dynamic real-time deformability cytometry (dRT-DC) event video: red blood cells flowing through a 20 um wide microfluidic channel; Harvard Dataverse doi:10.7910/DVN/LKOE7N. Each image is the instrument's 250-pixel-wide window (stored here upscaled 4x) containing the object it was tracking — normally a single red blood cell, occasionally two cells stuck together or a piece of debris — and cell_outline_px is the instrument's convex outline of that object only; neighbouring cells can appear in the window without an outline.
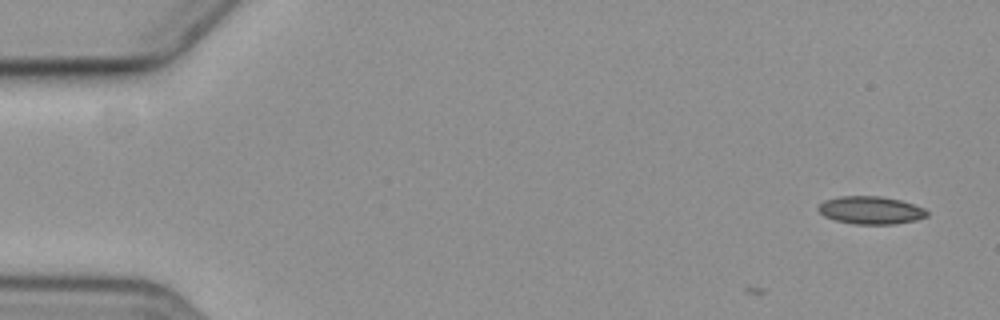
{"species": "common noctule bat (a hibernating species)", "species_latin": "Nyctalus noctula", "temperature_condition": "cold", "stored_images_in_passage": 5, "camera_frame_rate_fps": 3000, "um_per_image_px": 0.085, "animal": {"sex": "female", "body_mass_g": 19.3, "forearm_length_mm": 54.1}, "frame": {"image": 1, "passage_image": 1, "time_ms": 0.0, "image_size_px": [1000, 320], "cell_outline_px": [[928, 216], [916, 220], [892, 224], [856, 224], [836, 220], [824, 216], [816, 208], [824, 200], [840, 196], [880, 196], [900, 200], [924, 208], [928, 212]], "centroid_in_image_um": [74.0, 17.86], "position_along_channel_um": 11.0, "area_um2": 17.51}}
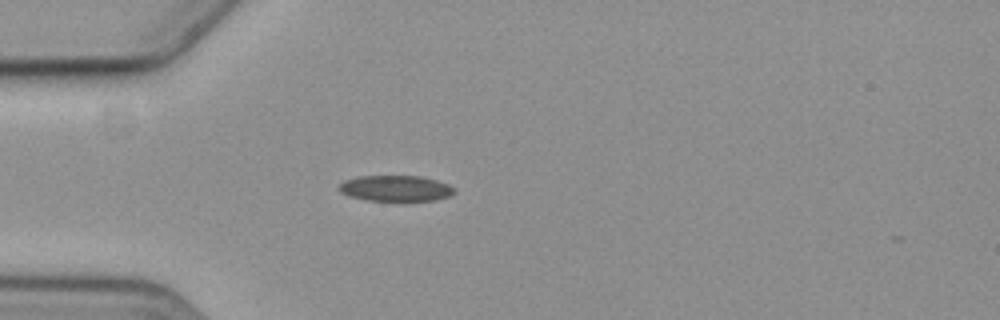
{"frame": {"image": 2, "passage_image": 5, "time_ms": 4.667, "image_size_px": [1000, 320], "cell_outline_px": [[456, 188], [448, 196], [432, 200], [368, 200], [352, 196], [340, 192], [340, 184], [344, 180], [360, 176], [420, 176], [436, 180], [448, 184]], "centroid_in_image_um": [33.63, 15.99], "position_along_channel_um": 51.4, "area_um2": 16.94}}